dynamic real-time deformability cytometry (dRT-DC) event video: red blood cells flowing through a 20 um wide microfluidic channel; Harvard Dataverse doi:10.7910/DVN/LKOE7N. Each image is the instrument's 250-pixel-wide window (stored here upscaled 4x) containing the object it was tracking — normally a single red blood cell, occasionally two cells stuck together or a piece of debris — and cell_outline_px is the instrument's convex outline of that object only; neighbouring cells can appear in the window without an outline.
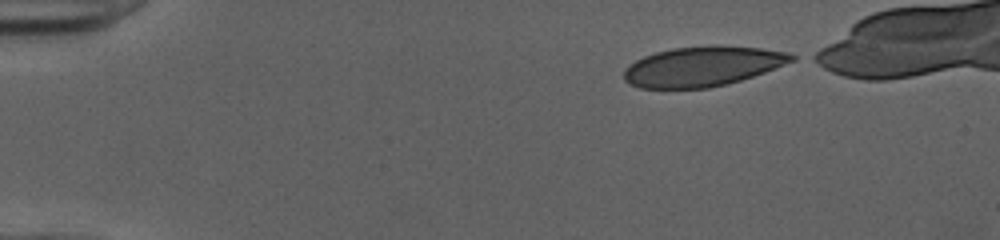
{"species": "human", "species_latin": "Homo sapiens", "temperature_condition": "cold", "stored_images_in_passage": 42, "camera_frame_rate_fps": 3000, "um_per_image_px": 0.085, "donor": {"sex": "female"}, "frame": {"image": 1, "passage_image": 1, "time_ms": 0.0, "image_size_px": [1000, 240], "cell_outline_px": [[796, 60], [764, 72], [740, 80], [708, 88], [640, 88], [628, 84], [624, 80], [624, 68], [628, 64], [644, 56], [656, 52], [672, 48], [760, 48], [788, 52], [796, 56]], "centroid_in_image_um": [59.66, 5.68], "position_along_channel_um": 25.3, "area_um2": 37.86}}
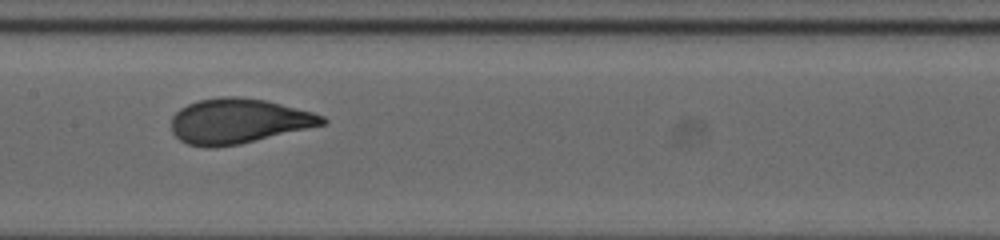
{"frame": {"image": 2, "passage_image": 20, "time_ms": 6.333, "image_size_px": [1000, 240], "cell_outline_px": [[328, 124], [240, 144], [212, 148], [204, 148], [188, 144], [180, 140], [172, 132], [172, 116], [180, 108], [188, 104], [200, 100], [224, 96], [236, 96], [264, 100], [312, 112], [324, 116], [328, 120]], "centroid_in_image_um": [20.27, 10.31], "position_along_channel_um": 187.1, "area_um2": 39.59}}
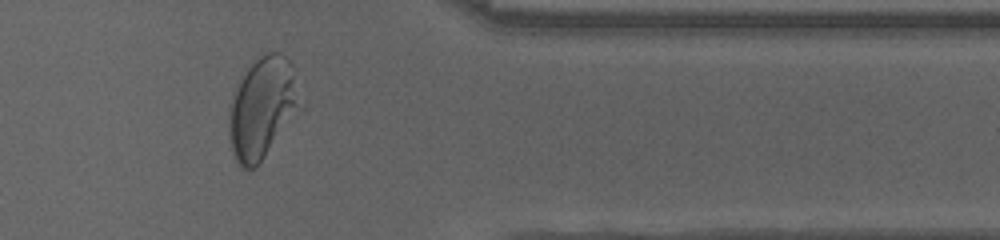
{"frame": {"image": 3, "passage_image": 36, "time_ms": 11.667, "image_size_px": [1000, 240], "cell_outline_px": [[304, 108], [256, 168], [248, 172], [240, 168], [232, 152], [228, 132], [228, 108], [248, 68], [260, 56], [268, 52], [280, 52], [292, 64], [304, 104]], "centroid_in_image_um": [22.36, 9.25], "position_along_channel_um": 389.0, "area_um2": 42.83}}